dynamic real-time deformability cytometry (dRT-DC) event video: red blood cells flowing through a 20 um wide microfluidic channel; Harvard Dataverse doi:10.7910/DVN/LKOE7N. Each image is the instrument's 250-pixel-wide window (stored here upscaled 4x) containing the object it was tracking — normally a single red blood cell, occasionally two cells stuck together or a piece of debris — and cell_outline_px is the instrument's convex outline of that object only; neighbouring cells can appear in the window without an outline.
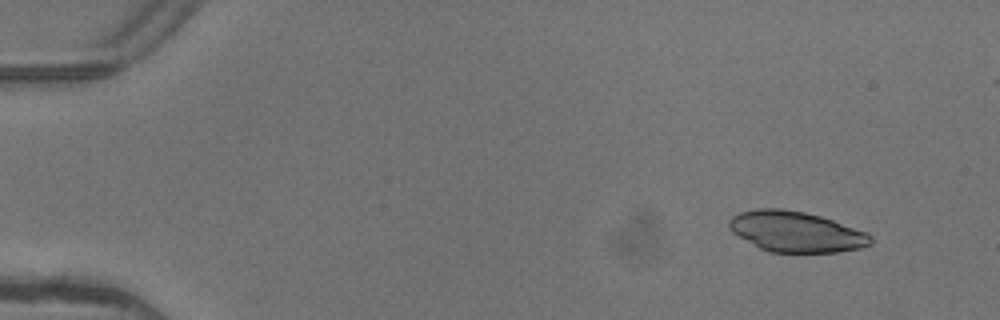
{"species": "common noctule bat (a hibernating species)", "species_latin": "Nyctalus noctula", "temperature_condition": "warm", "stored_images_in_passage": 4, "camera_frame_rate_fps": 3000, "um_per_image_px": 0.085, "animal": {"sex": "female"}, "frame": {"image": 1, "passage_image": 1, "time_ms": 0.0, "image_size_px": [1000, 320], "cell_outline_px": [[872, 244], [860, 248], [836, 252], [768, 252], [760, 248], [732, 232], [728, 228], [728, 220], [732, 216], [740, 212], [756, 208], [780, 208], [804, 212], [820, 216], [868, 232], [872, 236]], "centroid_in_image_um": [67.65, 19.69], "position_along_channel_um": 17.3, "area_um2": 33.52}}